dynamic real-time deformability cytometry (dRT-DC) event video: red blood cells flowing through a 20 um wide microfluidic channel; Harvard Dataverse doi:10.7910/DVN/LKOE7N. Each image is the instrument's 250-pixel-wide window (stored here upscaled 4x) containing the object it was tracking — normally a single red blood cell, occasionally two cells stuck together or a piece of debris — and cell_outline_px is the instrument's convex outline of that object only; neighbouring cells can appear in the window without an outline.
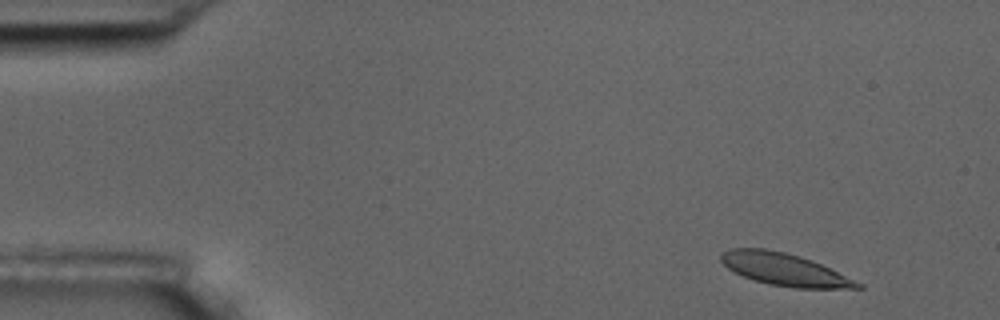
{"species": "common noctule bat (a hibernating species)", "species_latin": "Nyctalus noctula", "temperature_condition": "room temperature", "stored_images_in_passage": 4, "camera_frame_rate_fps": 3000, "um_per_image_px": 0.085, "animal": {"sex": "male", "body_mass_g": 17.5, "forearm_length_mm": 52.3}, "frame": {"image": 1, "passage_image": 1, "time_ms": 0.0, "image_size_px": [1000, 320], "cell_outline_px": [[864, 288], [796, 288], [768, 284], [744, 276], [728, 268], [720, 260], [720, 252], [732, 248], [764, 248], [784, 252], [800, 256], [820, 264], [864, 284]], "centroid_in_image_um": [66.66, 22.9], "position_along_channel_um": 18.3, "area_um2": 25.43}}
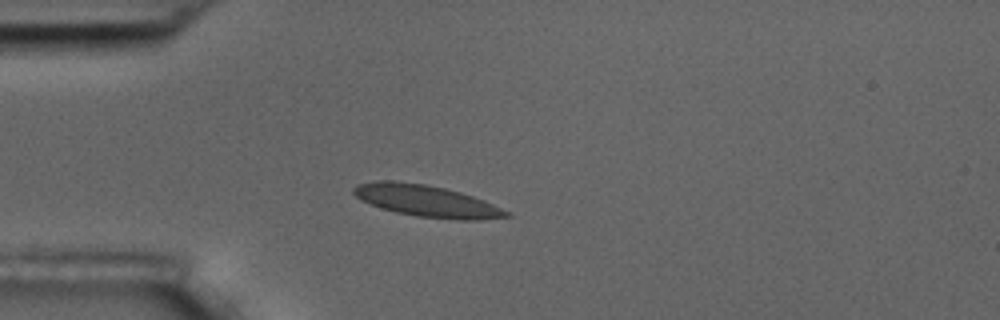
{"frame": {"image": 2, "passage_image": 4, "time_ms": 3.333, "image_size_px": [1000, 320], "cell_outline_px": [[512, 216], [480, 220], [460, 220], [416, 216], [396, 212], [380, 208], [360, 200], [352, 192], [352, 188], [356, 184], [376, 180], [392, 180], [424, 184], [444, 188], [460, 192], [484, 200], [508, 212]], "centroid_in_image_um": [36.2, 17.07], "position_along_channel_um": 48.8, "area_um2": 28.21}}